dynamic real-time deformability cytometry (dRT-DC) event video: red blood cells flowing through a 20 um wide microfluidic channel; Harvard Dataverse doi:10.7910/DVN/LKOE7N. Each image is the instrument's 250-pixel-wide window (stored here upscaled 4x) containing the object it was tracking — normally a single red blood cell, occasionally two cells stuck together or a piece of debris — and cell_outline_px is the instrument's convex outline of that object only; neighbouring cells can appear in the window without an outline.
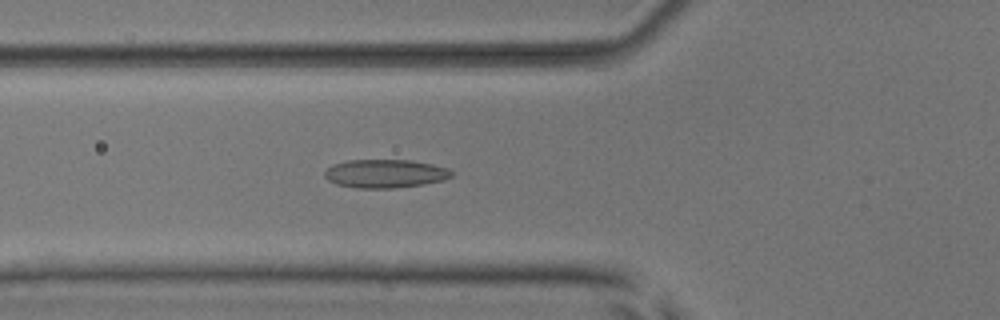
{"species": "common noctule bat (a hibernating species)", "species_latin": "Nyctalus noctula", "temperature_condition": "room temperature", "stored_images_in_passage": 41, "camera_frame_rate_fps": 3000, "um_per_image_px": 0.085, "animal": {"sex": "male", "body_mass_g": 17.9, "forearm_length_mm": 54.2}, "frame": {"image": 1, "passage_image": 8, "time_ms": 2.333, "image_size_px": [1000, 320], "cell_outline_px": [[452, 176], [444, 180], [424, 184], [392, 188], [356, 188], [336, 184], [328, 180], [324, 176], [324, 172], [332, 164], [348, 160], [412, 160], [432, 164], [448, 168], [452, 172]], "centroid_in_image_um": [32.73, 14.75], "position_along_channel_um": 93.1, "area_um2": 21.1}}
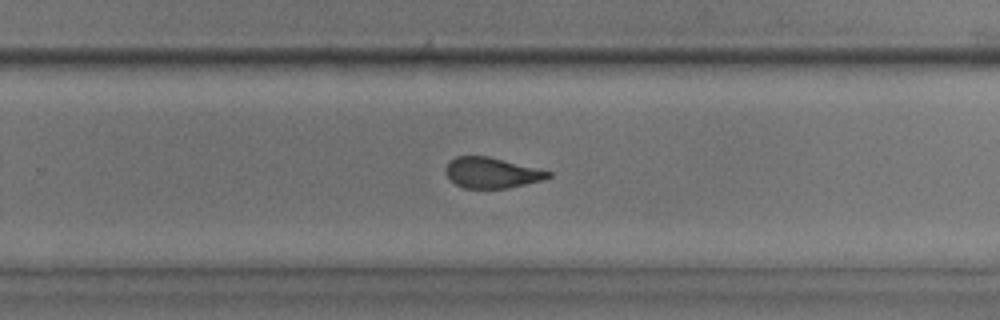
{"frame": {"image": 2, "passage_image": 23, "time_ms": 7.333, "image_size_px": [1000, 320], "cell_outline_px": [[552, 176], [540, 180], [508, 188], [464, 188], [456, 184], [444, 172], [444, 168], [456, 156], [488, 156], [552, 172]], "centroid_in_image_um": [41.77, 14.68], "position_along_channel_um": 288.0, "area_um2": 17.98}}
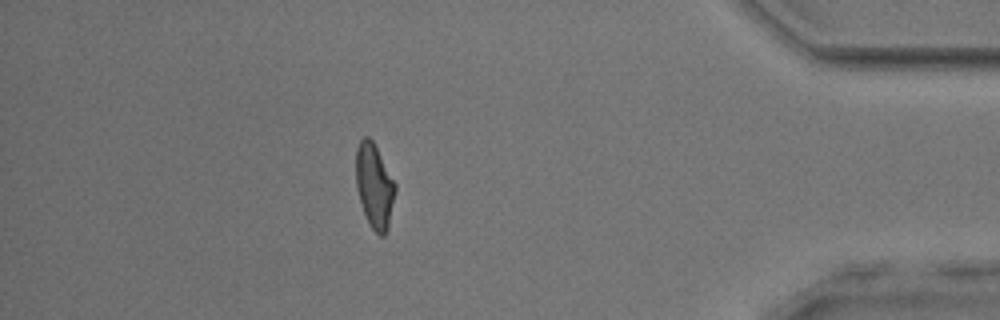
{"frame": {"image": 3, "passage_image": 35, "time_ms": 11.333, "image_size_px": [1000, 320], "cell_outline_px": [[396, 192], [388, 228], [384, 236], [380, 236], [372, 228], [364, 212], [356, 188], [356, 148], [360, 140], [364, 136], [368, 136], [372, 140], [396, 184]], "centroid_in_image_um": [31.83, 15.8], "position_along_channel_um": 403.4, "area_um2": 19.19}, "authors_computed_cell_mechanics": {"area_um2": 19.3052, "velocity_mm_per_s": 3.9083, "shape_relaxation_time_tau1_ms": null, "shape_relaxation_time_tau2_ms": 1.6524, "deformation_change_tau1": null, "deformation_change_tau2": 0.0975}}